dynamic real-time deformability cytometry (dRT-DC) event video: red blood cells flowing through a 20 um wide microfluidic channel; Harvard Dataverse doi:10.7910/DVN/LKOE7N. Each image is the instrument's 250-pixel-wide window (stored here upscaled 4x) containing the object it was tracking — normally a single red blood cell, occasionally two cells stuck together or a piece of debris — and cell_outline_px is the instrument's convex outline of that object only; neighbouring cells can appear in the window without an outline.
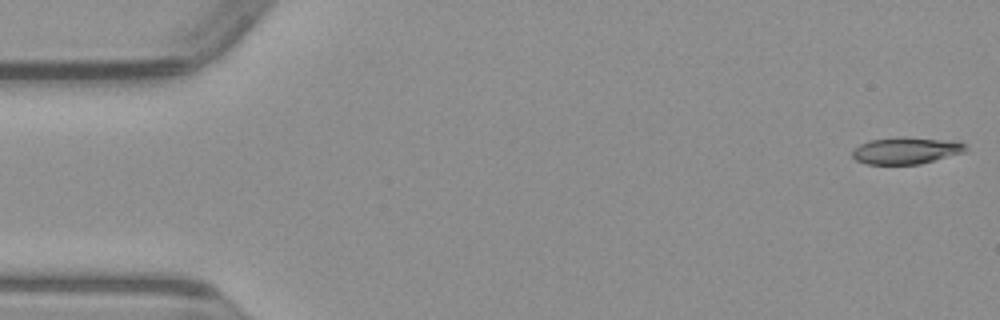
{"species": "common noctule bat (a hibernating species)", "species_latin": "Nyctalus noctula", "temperature_condition": "warm", "stored_images_in_passage": 8, "camera_frame_rate_fps": 3000, "um_per_image_px": 0.085, "animal": {"sex": "male", "body_mass_g": 23.1, "forearm_length_mm": 52.7}, "frame": {"image": 1, "passage_image": 1, "time_ms": 0.0, "image_size_px": [1000, 320], "cell_outline_px": [[968, 148], [964, 152], [920, 164], [868, 164], [856, 160], [852, 156], [852, 148], [868, 140], [900, 136], [904, 136], [960, 140], [968, 144]], "centroid_in_image_um": [77.06, 12.76], "position_along_channel_um": 7.9, "area_um2": 18.26}}